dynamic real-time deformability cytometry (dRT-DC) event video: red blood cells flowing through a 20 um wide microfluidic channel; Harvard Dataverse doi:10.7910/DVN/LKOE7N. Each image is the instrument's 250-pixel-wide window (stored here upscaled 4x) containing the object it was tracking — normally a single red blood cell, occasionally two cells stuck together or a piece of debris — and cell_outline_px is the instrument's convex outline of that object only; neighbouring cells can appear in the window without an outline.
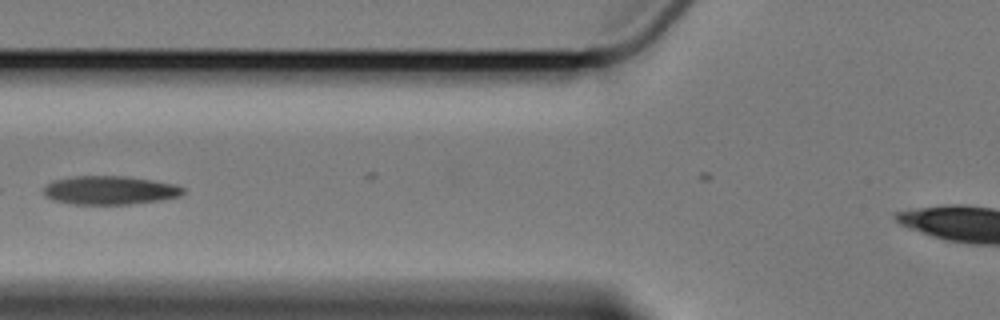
{"species": "Egyptian fruit bat (a non-hibernating species)", "species_latin": "Rousettus aegyptiacus", "temperature_condition": "cold", "stored_images_in_passage": 11, "camera_frame_rate_fps": 3000, "um_per_image_px": 0.085, "animal": {"sex": "female"}, "frame": {"image": 1, "passage_image": 3, "time_ms": 2.667, "image_size_px": [1000, 320], "cell_outline_px": [[184, 192], [180, 196], [160, 200], [132, 204], [76, 204], [56, 200], [44, 196], [44, 188], [52, 180], [72, 176], [124, 176], [152, 180], [172, 184], [184, 188]], "centroid_in_image_um": [9.33, 16.16], "position_along_channel_um": 116.5, "area_um2": 23.06}}
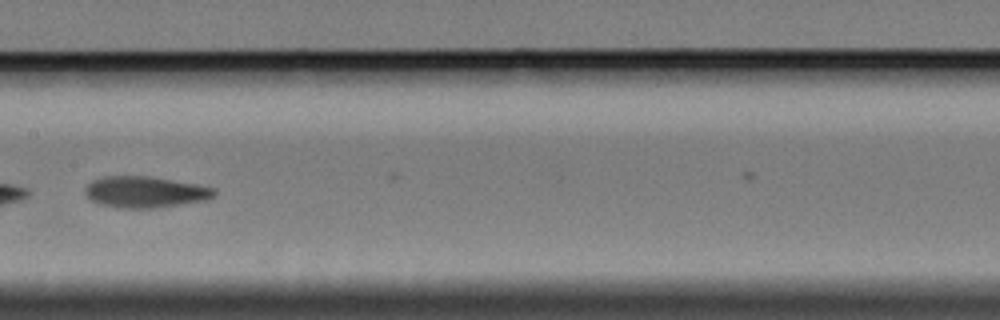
{"frame": {"image": 2, "passage_image": 5, "time_ms": 5.0, "image_size_px": [1000, 320], "cell_outline_px": [[216, 196], [204, 200], [156, 208], [120, 208], [100, 204], [92, 200], [84, 192], [84, 188], [92, 180], [104, 176], [148, 176], [196, 184], [216, 188]], "centroid_in_image_um": [12.33, 16.32], "position_along_channel_um": 195.1, "area_um2": 23.47}}
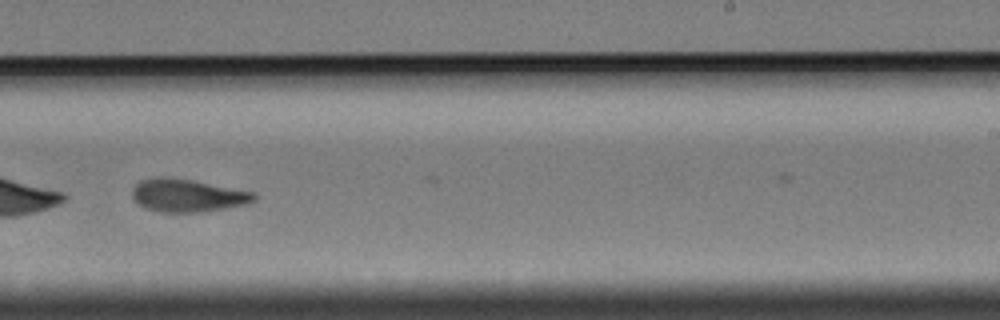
{"frame": {"image": 3, "passage_image": 7, "time_ms": 7.333, "image_size_px": [1000, 320], "cell_outline_px": [[256, 200], [248, 204], [204, 212], [160, 212], [148, 208], [140, 204], [132, 196], [132, 188], [140, 180], [152, 176], [168, 176], [192, 180], [252, 192], [256, 196]], "centroid_in_image_um": [15.92, 16.6], "position_along_channel_um": 273.1, "area_um2": 23.35}}